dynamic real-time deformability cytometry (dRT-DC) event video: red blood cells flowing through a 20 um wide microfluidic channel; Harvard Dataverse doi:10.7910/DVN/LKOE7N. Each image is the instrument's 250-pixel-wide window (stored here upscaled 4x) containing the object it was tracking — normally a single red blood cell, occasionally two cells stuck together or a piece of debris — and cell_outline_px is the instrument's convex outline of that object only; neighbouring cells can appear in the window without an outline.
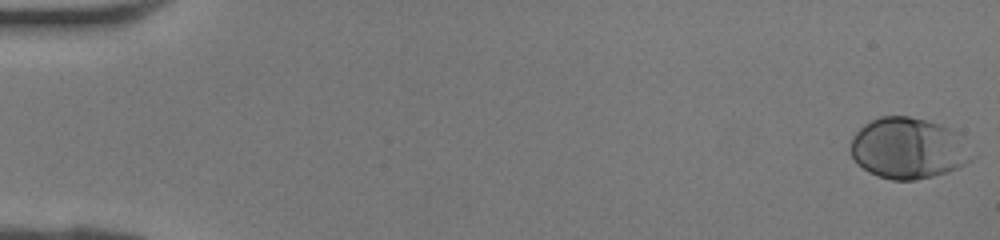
{"species": "human", "species_latin": "Homo sapiens", "temperature_condition": "room temperature", "stored_images_in_passage": 42, "camera_frame_rate_fps": 3000, "um_per_image_px": 0.085, "donor": {"sex": "female"}, "frame": {"image": 1, "passage_image": 1, "time_ms": 0.0, "image_size_px": [1000, 240], "cell_outline_px": [[976, 156], [972, 160], [948, 172], [916, 180], [892, 180], [868, 172], [852, 156], [848, 148], [852, 136], [864, 124], [880, 116], [908, 116], [928, 120], [940, 124], [956, 132]], "centroid_in_image_um": [77.19, 12.6], "position_along_channel_um": 7.8, "area_um2": 43.18}}
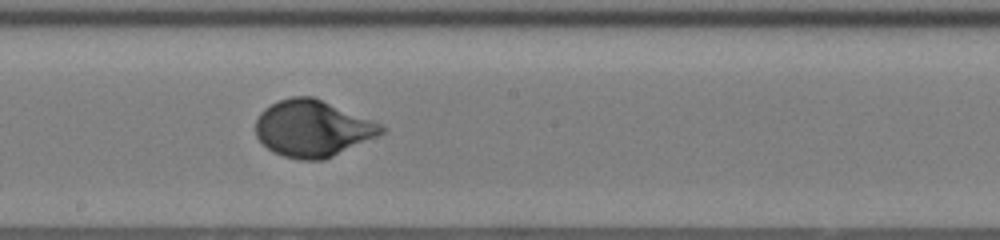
{"frame": {"image": 2, "passage_image": 24, "time_ms": 7.667, "image_size_px": [1000, 240], "cell_outline_px": [[388, 128], [384, 132], [376, 136], [324, 160], [300, 160], [284, 156], [272, 152], [256, 136], [256, 120], [260, 112], [264, 108], [280, 100], [292, 96], [312, 96], [380, 124]], "centroid_in_image_um": [26.53, 10.93], "position_along_channel_um": 221.7, "area_um2": 40.86}}
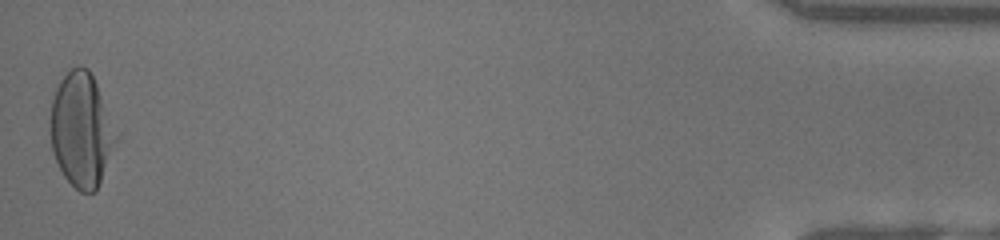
{"frame": {"image": 3, "passage_image": 42, "time_ms": 13.667, "image_size_px": [1000, 240], "cell_outline_px": [[120, 140], [96, 192], [80, 192], [64, 176], [52, 152], [48, 132], [48, 120], [52, 100], [56, 88], [60, 80], [72, 68], [80, 64], [88, 68], [120, 132]], "centroid_in_image_um": [6.95, 11.06], "position_along_channel_um": 428.2, "area_um2": 45.08}}